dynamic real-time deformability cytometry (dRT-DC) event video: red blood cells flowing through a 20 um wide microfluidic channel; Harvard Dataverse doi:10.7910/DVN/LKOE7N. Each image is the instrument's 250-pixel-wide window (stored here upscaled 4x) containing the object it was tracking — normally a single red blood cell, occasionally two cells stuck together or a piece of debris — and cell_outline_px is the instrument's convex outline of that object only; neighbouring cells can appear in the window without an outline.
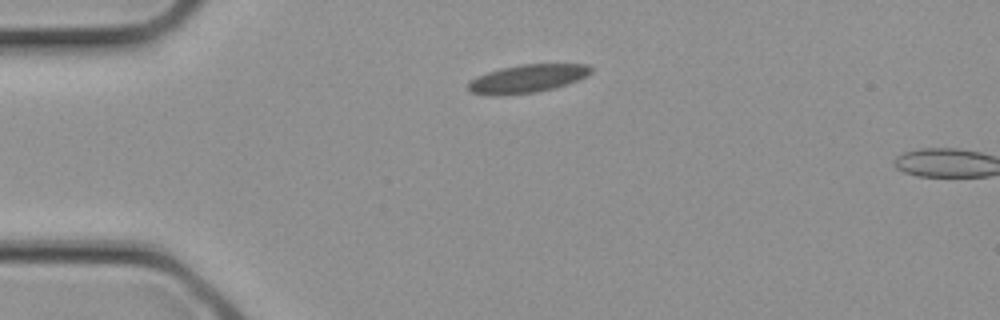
{"species": "common noctule bat (a hibernating species)", "species_latin": "Nyctalus noctula", "temperature_condition": "cold", "stored_images_in_passage": 2, "camera_frame_rate_fps": 3000, "um_per_image_px": 0.085, "animal": {"sex": "female", "body_mass_g": 21.9}, "frame": {"image": 1, "passage_image": 1, "time_ms": 0.0, "image_size_px": [1000, 320], "cell_outline_px": [[592, 72], [588, 76], [580, 80], [568, 84], [536, 92], [500, 96], [488, 96], [468, 92], [468, 84], [476, 76], [500, 68], [520, 64], [588, 64], [592, 68]], "centroid_in_image_um": [44.82, 6.69], "position_along_channel_um": 40.2, "area_um2": 20.46}}